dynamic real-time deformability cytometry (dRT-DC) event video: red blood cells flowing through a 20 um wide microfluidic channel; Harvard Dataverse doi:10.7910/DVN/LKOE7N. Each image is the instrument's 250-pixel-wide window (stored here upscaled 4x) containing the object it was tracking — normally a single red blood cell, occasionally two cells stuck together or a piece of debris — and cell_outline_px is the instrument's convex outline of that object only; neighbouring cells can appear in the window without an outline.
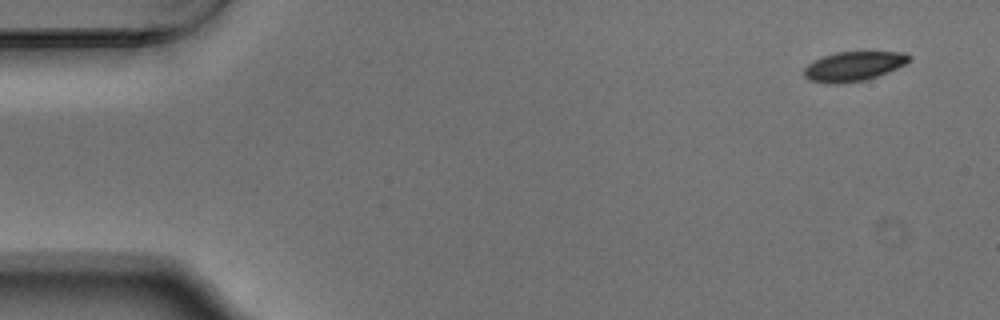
{"species": "Egyptian fruit bat (a non-hibernating species)", "species_latin": "Rousettus aegyptiacus", "temperature_condition": "warm", "stored_images_in_passage": 8, "camera_frame_rate_fps": 3000, "um_per_image_px": 0.085, "animal": {"sex": "male"}, "frame": {"image": 1, "passage_image": 1, "time_ms": 0.0, "image_size_px": [1000, 320], "cell_outline_px": [[912, 56], [904, 64], [888, 72], [864, 80], [836, 84], [828, 84], [808, 80], [804, 76], [804, 68], [812, 60], [836, 52], [904, 52]], "centroid_in_image_um": [72.5, 5.63], "position_along_channel_um": 12.5, "area_um2": 17.98}}